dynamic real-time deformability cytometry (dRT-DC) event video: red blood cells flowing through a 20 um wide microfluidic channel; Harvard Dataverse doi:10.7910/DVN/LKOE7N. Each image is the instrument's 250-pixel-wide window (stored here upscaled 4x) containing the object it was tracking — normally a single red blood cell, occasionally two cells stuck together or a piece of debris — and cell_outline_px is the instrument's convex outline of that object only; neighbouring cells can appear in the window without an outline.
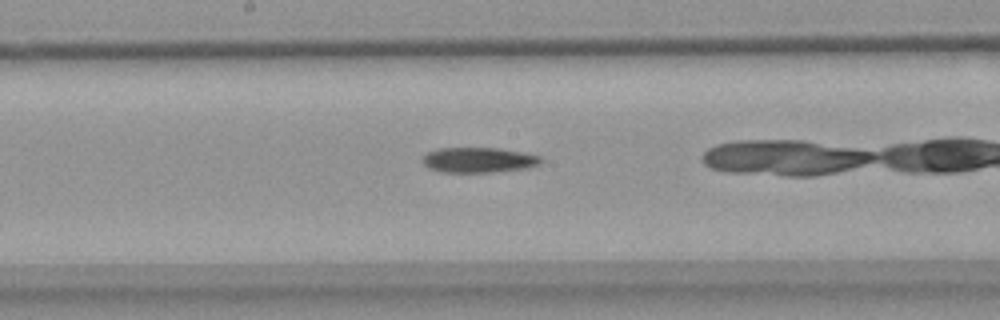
{"species": "common noctule bat (a hibernating species)", "species_latin": "Nyctalus noctula", "temperature_condition": "warm", "stored_images_in_passage": 26, "camera_frame_rate_fps": 3000, "um_per_image_px": 0.085, "animal": {"sex": "female", "body_mass_g": 18.4}, "frame": {"image": 1, "passage_image": 12, "time_ms": 3.667, "image_size_px": [1000, 320], "cell_outline_px": [[544, 160], [540, 164], [528, 168], [492, 172], [440, 172], [428, 168], [420, 160], [428, 152], [440, 148], [500, 148], [524, 152], [540, 156]], "centroid_in_image_um": [40.7, 13.6], "position_along_channel_um": 207.5, "area_um2": 17.57}}
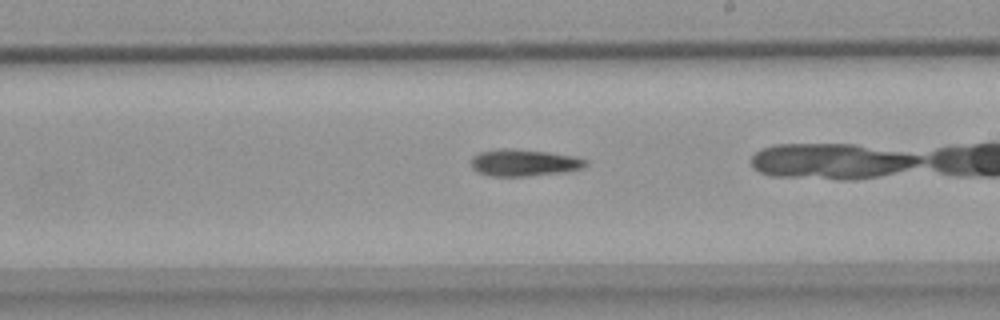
{"frame": {"image": 2, "passage_image": 15, "time_ms": 4.667, "image_size_px": [1000, 320], "cell_outline_px": [[588, 164], [584, 168], [568, 172], [528, 176], [488, 176], [476, 172], [472, 168], [472, 156], [480, 152], [500, 148], [512, 148], [548, 152], [576, 156], [588, 160]], "centroid_in_image_um": [44.57, 13.83], "position_along_channel_um": 244.4, "area_um2": 18.32}}